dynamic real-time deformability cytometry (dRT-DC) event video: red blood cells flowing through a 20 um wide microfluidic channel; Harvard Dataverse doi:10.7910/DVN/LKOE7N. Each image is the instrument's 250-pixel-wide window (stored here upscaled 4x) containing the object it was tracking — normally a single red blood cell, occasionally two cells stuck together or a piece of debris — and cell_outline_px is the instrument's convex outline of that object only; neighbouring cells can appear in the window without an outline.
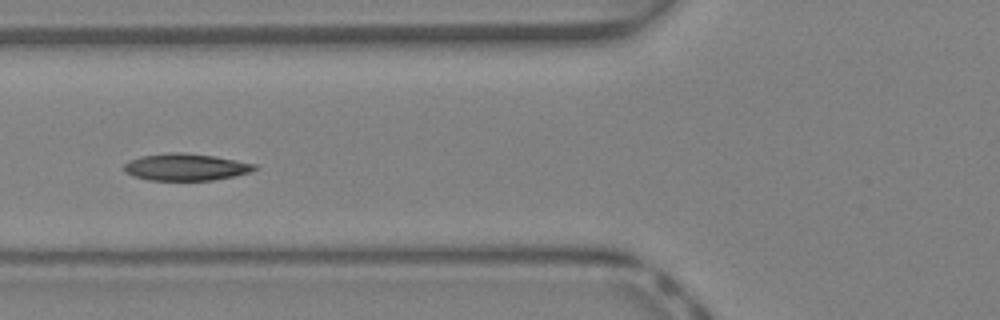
{"species": "Egyptian fruit bat (a non-hibernating species)", "species_latin": "Rousettus aegyptiacus", "temperature_condition": "warm", "stored_images_in_passage": 29, "camera_frame_rate_fps": 3000, "um_per_image_px": 0.085, "animal": {"sex": "female"}, "frame": {"image": 1, "passage_image": 14, "time_ms": 4.333, "image_size_px": [1000, 320], "cell_outline_px": [[256, 168], [248, 172], [232, 176], [212, 180], [148, 180], [124, 172], [124, 164], [140, 156], [168, 152], [184, 152], [212, 156], [256, 164]], "centroid_in_image_um": [15.74, 14.19], "position_along_channel_um": 110.1, "area_um2": 20.17}}
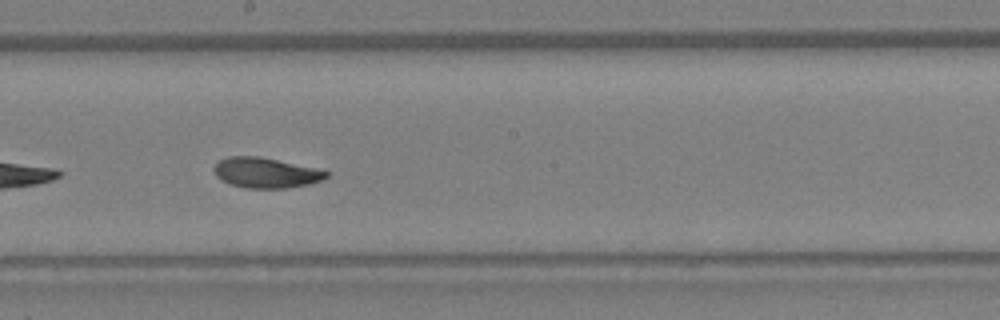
{"frame": {"image": 2, "passage_image": 21, "time_ms": 6.667, "image_size_px": [1000, 320], "cell_outline_px": [[332, 172], [328, 176], [312, 184], [288, 188], [244, 188], [232, 184], [216, 176], [212, 168], [220, 160], [228, 156], [260, 156], [324, 168]], "centroid_in_image_um": [22.7, 14.67], "position_along_channel_um": 225.5, "area_um2": 20.35}}
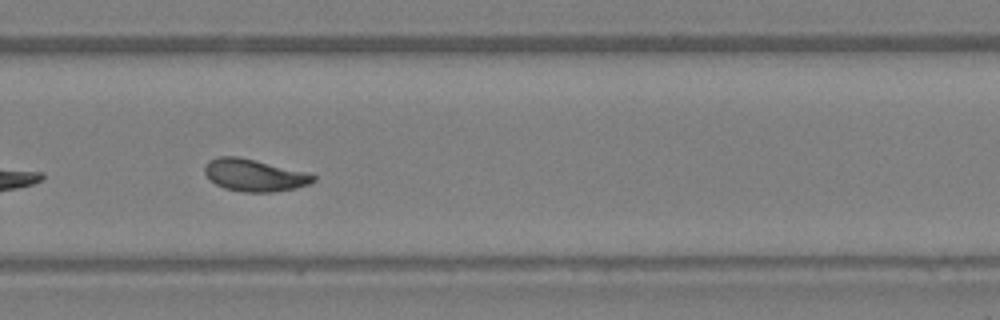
{"frame": {"image": 3, "passage_image": 26, "time_ms": 8.333, "image_size_px": [1000, 320], "cell_outline_px": [[316, 180], [308, 184], [296, 188], [272, 192], [244, 192], [224, 188], [216, 184], [204, 172], [204, 168], [208, 160], [220, 156], [240, 156], [312, 172], [316, 176]], "centroid_in_image_um": [21.68, 14.87], "position_along_channel_um": 308.1, "area_um2": 20.75}}